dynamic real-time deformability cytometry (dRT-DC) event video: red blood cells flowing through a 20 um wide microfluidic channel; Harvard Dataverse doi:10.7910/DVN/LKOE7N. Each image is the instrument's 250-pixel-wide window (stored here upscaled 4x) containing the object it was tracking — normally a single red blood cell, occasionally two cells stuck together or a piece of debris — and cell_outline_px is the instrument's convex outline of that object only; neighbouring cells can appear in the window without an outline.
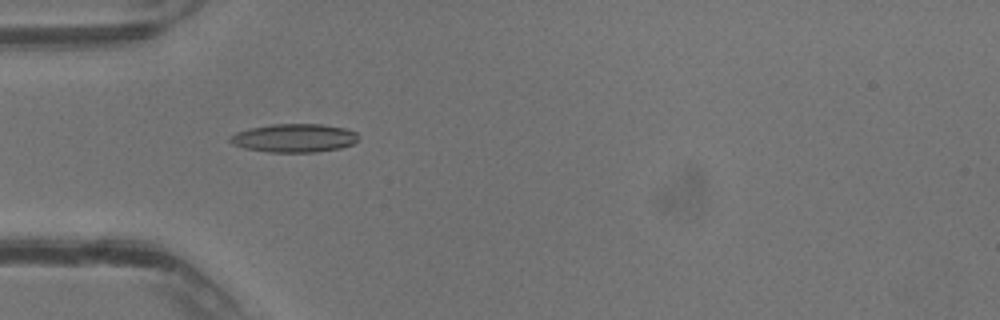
{"species": "common noctule bat (a hibernating species)", "species_latin": "Nyctalus noctula", "temperature_condition": "warm", "stored_images_in_passage": 20, "camera_frame_rate_fps": 3000, "um_per_image_px": 0.085, "animal": {"sex": "male", "body_mass_g": 13.3}, "frame": {"image": 1, "passage_image": 13, "time_ms": 4.0, "image_size_px": [1000, 320], "cell_outline_px": [[360, 136], [352, 144], [340, 148], [316, 152], [268, 152], [244, 148], [232, 144], [228, 140], [228, 136], [236, 132], [252, 128], [272, 124], [320, 124], [344, 128], [356, 132]], "centroid_in_image_um": [24.98, 11.73], "position_along_channel_um": 60.0, "area_um2": 21.27}}
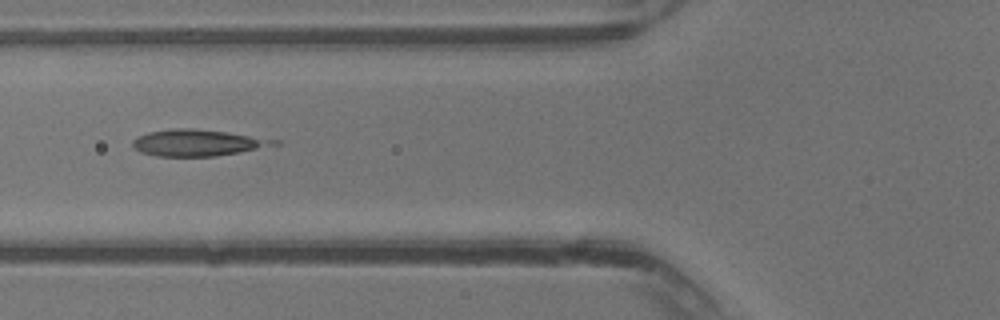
{"frame": {"image": 2, "passage_image": 16, "time_ms": 5.0, "image_size_px": [1000, 320], "cell_outline_px": [[284, 144], [216, 156], [156, 156], [140, 152], [132, 144], [132, 140], [148, 132], [172, 128], [192, 128], [228, 132], [280, 140]], "centroid_in_image_um": [16.86, 12.13], "position_along_channel_um": 108.9, "area_um2": 21.91}}
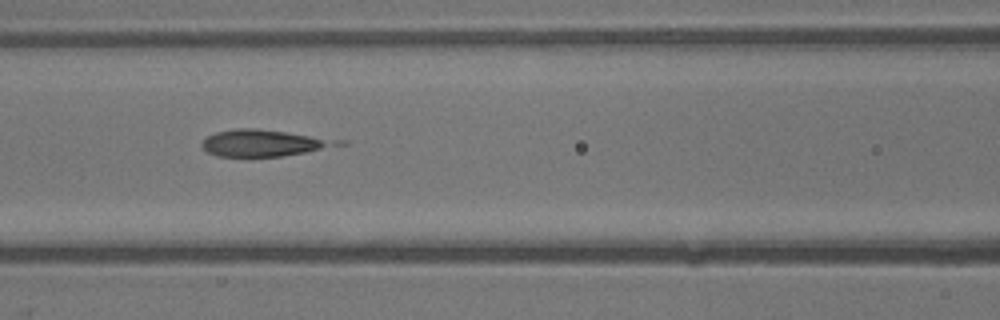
{"frame": {"image": 3, "passage_image": 18, "time_ms": 5.667, "image_size_px": [1000, 320], "cell_outline_px": [[348, 144], [304, 152], [280, 156], [216, 156], [208, 152], [200, 144], [208, 136], [216, 132], [236, 128], [256, 128], [348, 140]], "centroid_in_image_um": [22.5, 12.14], "position_along_channel_um": 144.1, "area_um2": 21.15}}